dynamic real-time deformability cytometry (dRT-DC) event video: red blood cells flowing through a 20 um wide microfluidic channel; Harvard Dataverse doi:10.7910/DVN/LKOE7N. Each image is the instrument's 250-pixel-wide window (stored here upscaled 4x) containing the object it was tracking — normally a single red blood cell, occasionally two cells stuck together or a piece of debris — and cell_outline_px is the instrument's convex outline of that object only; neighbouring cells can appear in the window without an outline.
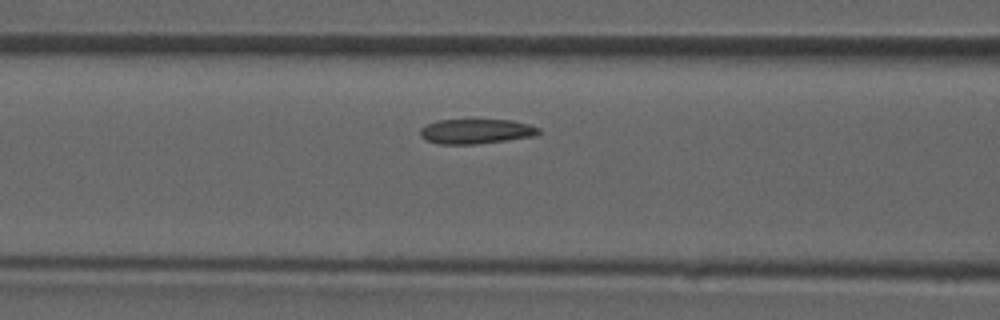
{"species": "common noctule bat (a hibernating species)", "species_latin": "Nyctalus noctula", "temperature_condition": "room temperature", "stored_images_in_passage": 28, "camera_frame_rate_fps": 3000, "um_per_image_px": 0.085, "animal": {"sex": "male", "forearm_length_mm": 52.5}, "frame": {"image": 1, "passage_image": 5, "time_ms": 1.333, "image_size_px": [1000, 320], "cell_outline_px": [[540, 132], [536, 136], [472, 144], [440, 144], [424, 140], [420, 136], [420, 128], [436, 120], [512, 120], [528, 124], [540, 128]], "centroid_in_image_um": [40.44, 11.16], "position_along_channel_um": 126.2, "area_um2": 17.05}}